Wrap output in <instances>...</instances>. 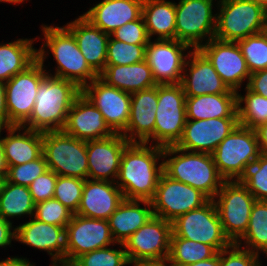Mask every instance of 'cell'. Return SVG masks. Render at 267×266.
Returning <instances> with one entry per match:
<instances>
[{"instance_id": "603a6c76", "label": "cell", "mask_w": 267, "mask_h": 266, "mask_svg": "<svg viewBox=\"0 0 267 266\" xmlns=\"http://www.w3.org/2000/svg\"><path fill=\"white\" fill-rule=\"evenodd\" d=\"M113 183V185H112ZM111 181H84L81 201L75 214L108 220L125 199L121 189Z\"/></svg>"}, {"instance_id": "52a82bcc", "label": "cell", "mask_w": 267, "mask_h": 266, "mask_svg": "<svg viewBox=\"0 0 267 266\" xmlns=\"http://www.w3.org/2000/svg\"><path fill=\"white\" fill-rule=\"evenodd\" d=\"M43 155L48 169L57 175L88 179L86 141L62 130L43 132Z\"/></svg>"}, {"instance_id": "681fc988", "label": "cell", "mask_w": 267, "mask_h": 266, "mask_svg": "<svg viewBox=\"0 0 267 266\" xmlns=\"http://www.w3.org/2000/svg\"><path fill=\"white\" fill-rule=\"evenodd\" d=\"M8 127L5 83L0 81V128Z\"/></svg>"}, {"instance_id": "484cf974", "label": "cell", "mask_w": 267, "mask_h": 266, "mask_svg": "<svg viewBox=\"0 0 267 266\" xmlns=\"http://www.w3.org/2000/svg\"><path fill=\"white\" fill-rule=\"evenodd\" d=\"M144 0H103L84 15L93 26L111 34L127 22L142 16Z\"/></svg>"}, {"instance_id": "f907efd6", "label": "cell", "mask_w": 267, "mask_h": 266, "mask_svg": "<svg viewBox=\"0 0 267 266\" xmlns=\"http://www.w3.org/2000/svg\"><path fill=\"white\" fill-rule=\"evenodd\" d=\"M255 131L258 137L260 153L267 155V122L259 125L255 128Z\"/></svg>"}, {"instance_id": "c3c4849f", "label": "cell", "mask_w": 267, "mask_h": 266, "mask_svg": "<svg viewBox=\"0 0 267 266\" xmlns=\"http://www.w3.org/2000/svg\"><path fill=\"white\" fill-rule=\"evenodd\" d=\"M12 230V222L5 220L0 216V247L11 244V240L15 239V228Z\"/></svg>"}, {"instance_id": "bcb514c9", "label": "cell", "mask_w": 267, "mask_h": 266, "mask_svg": "<svg viewBox=\"0 0 267 266\" xmlns=\"http://www.w3.org/2000/svg\"><path fill=\"white\" fill-rule=\"evenodd\" d=\"M56 181L57 174L48 169L28 186L35 204L54 197Z\"/></svg>"}, {"instance_id": "ffe728a7", "label": "cell", "mask_w": 267, "mask_h": 266, "mask_svg": "<svg viewBox=\"0 0 267 266\" xmlns=\"http://www.w3.org/2000/svg\"><path fill=\"white\" fill-rule=\"evenodd\" d=\"M129 143L121 133L100 140L86 141L88 178L115 182L122 153ZM109 176L114 179H108Z\"/></svg>"}, {"instance_id": "b9f144b4", "label": "cell", "mask_w": 267, "mask_h": 266, "mask_svg": "<svg viewBox=\"0 0 267 266\" xmlns=\"http://www.w3.org/2000/svg\"><path fill=\"white\" fill-rule=\"evenodd\" d=\"M84 181L76 177L57 175L53 198L61 202L75 214L81 201Z\"/></svg>"}, {"instance_id": "5bb4252c", "label": "cell", "mask_w": 267, "mask_h": 266, "mask_svg": "<svg viewBox=\"0 0 267 266\" xmlns=\"http://www.w3.org/2000/svg\"><path fill=\"white\" fill-rule=\"evenodd\" d=\"M212 1L180 0L178 5L175 4L176 40L199 49L204 37L210 35L208 41L214 38L217 14H212Z\"/></svg>"}, {"instance_id": "f1b7e54d", "label": "cell", "mask_w": 267, "mask_h": 266, "mask_svg": "<svg viewBox=\"0 0 267 266\" xmlns=\"http://www.w3.org/2000/svg\"><path fill=\"white\" fill-rule=\"evenodd\" d=\"M7 127L9 135L1 139L7 166H16L33 161L43 155V132L23 128ZM19 130V134H15Z\"/></svg>"}, {"instance_id": "db71d44e", "label": "cell", "mask_w": 267, "mask_h": 266, "mask_svg": "<svg viewBox=\"0 0 267 266\" xmlns=\"http://www.w3.org/2000/svg\"><path fill=\"white\" fill-rule=\"evenodd\" d=\"M2 129H4V128H0V133H1ZM7 170H8V166L6 164L4 149H3V145H2V142H1V138H0V175L3 178L6 177Z\"/></svg>"}, {"instance_id": "11a10c76", "label": "cell", "mask_w": 267, "mask_h": 266, "mask_svg": "<svg viewBox=\"0 0 267 266\" xmlns=\"http://www.w3.org/2000/svg\"><path fill=\"white\" fill-rule=\"evenodd\" d=\"M166 262L168 263V260H161V261H143L134 264V266H167ZM170 266H172L169 263Z\"/></svg>"}, {"instance_id": "9c48e42d", "label": "cell", "mask_w": 267, "mask_h": 266, "mask_svg": "<svg viewBox=\"0 0 267 266\" xmlns=\"http://www.w3.org/2000/svg\"><path fill=\"white\" fill-rule=\"evenodd\" d=\"M218 196L219 199L213 201L223 231L232 243H236L247 230L256 199L240 180H225L216 194Z\"/></svg>"}, {"instance_id": "8fae6325", "label": "cell", "mask_w": 267, "mask_h": 266, "mask_svg": "<svg viewBox=\"0 0 267 266\" xmlns=\"http://www.w3.org/2000/svg\"><path fill=\"white\" fill-rule=\"evenodd\" d=\"M38 59L5 82L8 127L22 126L31 116L38 87L48 74Z\"/></svg>"}, {"instance_id": "60d3db41", "label": "cell", "mask_w": 267, "mask_h": 266, "mask_svg": "<svg viewBox=\"0 0 267 266\" xmlns=\"http://www.w3.org/2000/svg\"><path fill=\"white\" fill-rule=\"evenodd\" d=\"M130 264L126 251L108 247L96 249L77 257L73 266H125Z\"/></svg>"}, {"instance_id": "4fadbf2b", "label": "cell", "mask_w": 267, "mask_h": 266, "mask_svg": "<svg viewBox=\"0 0 267 266\" xmlns=\"http://www.w3.org/2000/svg\"><path fill=\"white\" fill-rule=\"evenodd\" d=\"M209 198L199 189L161 174L153 198V215L173 222L180 215L203 206Z\"/></svg>"}, {"instance_id": "f5cc1de1", "label": "cell", "mask_w": 267, "mask_h": 266, "mask_svg": "<svg viewBox=\"0 0 267 266\" xmlns=\"http://www.w3.org/2000/svg\"><path fill=\"white\" fill-rule=\"evenodd\" d=\"M183 266H220V252H217L213 257L207 260Z\"/></svg>"}, {"instance_id": "e575fe53", "label": "cell", "mask_w": 267, "mask_h": 266, "mask_svg": "<svg viewBox=\"0 0 267 266\" xmlns=\"http://www.w3.org/2000/svg\"><path fill=\"white\" fill-rule=\"evenodd\" d=\"M217 251L210 245L180 237H171L168 262L183 266L213 257Z\"/></svg>"}, {"instance_id": "cb8c5ba5", "label": "cell", "mask_w": 267, "mask_h": 266, "mask_svg": "<svg viewBox=\"0 0 267 266\" xmlns=\"http://www.w3.org/2000/svg\"><path fill=\"white\" fill-rule=\"evenodd\" d=\"M188 55L190 58L192 57V60L190 59V61L185 62V67L188 65L190 67L189 74L183 73L180 83L186 97L205 94L238 93L227 87L211 62L199 49H194Z\"/></svg>"}, {"instance_id": "f35d334b", "label": "cell", "mask_w": 267, "mask_h": 266, "mask_svg": "<svg viewBox=\"0 0 267 266\" xmlns=\"http://www.w3.org/2000/svg\"><path fill=\"white\" fill-rule=\"evenodd\" d=\"M111 37L107 44L106 65H130L145 60L147 45L128 44Z\"/></svg>"}, {"instance_id": "2e32d148", "label": "cell", "mask_w": 267, "mask_h": 266, "mask_svg": "<svg viewBox=\"0 0 267 266\" xmlns=\"http://www.w3.org/2000/svg\"><path fill=\"white\" fill-rule=\"evenodd\" d=\"M189 45L176 39H157L146 46L145 60L149 64L157 85L179 84L188 55L182 53ZM185 57V58H184ZM184 69V71H183Z\"/></svg>"}, {"instance_id": "ba28073f", "label": "cell", "mask_w": 267, "mask_h": 266, "mask_svg": "<svg viewBox=\"0 0 267 266\" xmlns=\"http://www.w3.org/2000/svg\"><path fill=\"white\" fill-rule=\"evenodd\" d=\"M171 237H180L212 246L217 252L230 247L216 205L209 199L203 206L180 215L172 222Z\"/></svg>"}, {"instance_id": "277c9868", "label": "cell", "mask_w": 267, "mask_h": 266, "mask_svg": "<svg viewBox=\"0 0 267 266\" xmlns=\"http://www.w3.org/2000/svg\"><path fill=\"white\" fill-rule=\"evenodd\" d=\"M43 33L46 43L40 50H37V59L44 63L45 49L49 47L58 67L55 77L74 82L80 89H83L90 80V83L99 75L89 66L84 55L81 53L73 34L64 27L43 26Z\"/></svg>"}, {"instance_id": "6f0895ef", "label": "cell", "mask_w": 267, "mask_h": 266, "mask_svg": "<svg viewBox=\"0 0 267 266\" xmlns=\"http://www.w3.org/2000/svg\"><path fill=\"white\" fill-rule=\"evenodd\" d=\"M59 264H62L60 266H73L72 263H65V262H62V263H59ZM55 266H59L57 265V263H55Z\"/></svg>"}, {"instance_id": "e0dca14e", "label": "cell", "mask_w": 267, "mask_h": 266, "mask_svg": "<svg viewBox=\"0 0 267 266\" xmlns=\"http://www.w3.org/2000/svg\"><path fill=\"white\" fill-rule=\"evenodd\" d=\"M82 93L98 108L105 123L114 133H122L127 128L131 106L130 93L107 85L99 77L88 83Z\"/></svg>"}, {"instance_id": "4dcf8cb0", "label": "cell", "mask_w": 267, "mask_h": 266, "mask_svg": "<svg viewBox=\"0 0 267 266\" xmlns=\"http://www.w3.org/2000/svg\"><path fill=\"white\" fill-rule=\"evenodd\" d=\"M238 118L237 93L186 97V119Z\"/></svg>"}, {"instance_id": "74e56055", "label": "cell", "mask_w": 267, "mask_h": 266, "mask_svg": "<svg viewBox=\"0 0 267 266\" xmlns=\"http://www.w3.org/2000/svg\"><path fill=\"white\" fill-rule=\"evenodd\" d=\"M250 73L267 69V30L238 40Z\"/></svg>"}, {"instance_id": "9f6ffc18", "label": "cell", "mask_w": 267, "mask_h": 266, "mask_svg": "<svg viewBox=\"0 0 267 266\" xmlns=\"http://www.w3.org/2000/svg\"><path fill=\"white\" fill-rule=\"evenodd\" d=\"M24 0H0V2H9V3H21Z\"/></svg>"}, {"instance_id": "1f68e13d", "label": "cell", "mask_w": 267, "mask_h": 266, "mask_svg": "<svg viewBox=\"0 0 267 266\" xmlns=\"http://www.w3.org/2000/svg\"><path fill=\"white\" fill-rule=\"evenodd\" d=\"M32 43L30 39H18L0 44V81H9L37 60V49L33 48Z\"/></svg>"}, {"instance_id": "d6a6232c", "label": "cell", "mask_w": 267, "mask_h": 266, "mask_svg": "<svg viewBox=\"0 0 267 266\" xmlns=\"http://www.w3.org/2000/svg\"><path fill=\"white\" fill-rule=\"evenodd\" d=\"M142 16L150 39L154 34L159 35L157 39H175V3L165 0H144Z\"/></svg>"}, {"instance_id": "9a60e30c", "label": "cell", "mask_w": 267, "mask_h": 266, "mask_svg": "<svg viewBox=\"0 0 267 266\" xmlns=\"http://www.w3.org/2000/svg\"><path fill=\"white\" fill-rule=\"evenodd\" d=\"M65 263L96 249L116 243L112 237L108 220L94 219L74 214L65 228Z\"/></svg>"}, {"instance_id": "f6af8a7d", "label": "cell", "mask_w": 267, "mask_h": 266, "mask_svg": "<svg viewBox=\"0 0 267 266\" xmlns=\"http://www.w3.org/2000/svg\"><path fill=\"white\" fill-rule=\"evenodd\" d=\"M110 35L114 39L128 44L147 45L150 41L143 16L137 20L127 22Z\"/></svg>"}, {"instance_id": "8d00e7d4", "label": "cell", "mask_w": 267, "mask_h": 266, "mask_svg": "<svg viewBox=\"0 0 267 266\" xmlns=\"http://www.w3.org/2000/svg\"><path fill=\"white\" fill-rule=\"evenodd\" d=\"M245 97L237 93V114L239 124L251 129L267 122V98L250 91L247 87ZM245 106L242 107L241 103Z\"/></svg>"}, {"instance_id": "8992f818", "label": "cell", "mask_w": 267, "mask_h": 266, "mask_svg": "<svg viewBox=\"0 0 267 266\" xmlns=\"http://www.w3.org/2000/svg\"><path fill=\"white\" fill-rule=\"evenodd\" d=\"M260 154L255 129L238 124L216 147L212 156L219 174L225 180H240Z\"/></svg>"}, {"instance_id": "f546056e", "label": "cell", "mask_w": 267, "mask_h": 266, "mask_svg": "<svg viewBox=\"0 0 267 266\" xmlns=\"http://www.w3.org/2000/svg\"><path fill=\"white\" fill-rule=\"evenodd\" d=\"M99 78L130 94L157 85L146 60L130 65H106Z\"/></svg>"}, {"instance_id": "3957f363", "label": "cell", "mask_w": 267, "mask_h": 266, "mask_svg": "<svg viewBox=\"0 0 267 266\" xmlns=\"http://www.w3.org/2000/svg\"><path fill=\"white\" fill-rule=\"evenodd\" d=\"M163 161V172L170 178L199 189L209 199H215L225 179L219 174L212 154L188 152L175 145L164 147L163 158L179 154Z\"/></svg>"}, {"instance_id": "83f0119b", "label": "cell", "mask_w": 267, "mask_h": 266, "mask_svg": "<svg viewBox=\"0 0 267 266\" xmlns=\"http://www.w3.org/2000/svg\"><path fill=\"white\" fill-rule=\"evenodd\" d=\"M140 202L149 207H140ZM151 207L149 200L124 199L108 219L114 241L122 246L153 216Z\"/></svg>"}, {"instance_id": "91938a15", "label": "cell", "mask_w": 267, "mask_h": 266, "mask_svg": "<svg viewBox=\"0 0 267 266\" xmlns=\"http://www.w3.org/2000/svg\"><path fill=\"white\" fill-rule=\"evenodd\" d=\"M256 1H260V2L264 3L265 5L267 4V0H256Z\"/></svg>"}, {"instance_id": "680465c9", "label": "cell", "mask_w": 267, "mask_h": 266, "mask_svg": "<svg viewBox=\"0 0 267 266\" xmlns=\"http://www.w3.org/2000/svg\"><path fill=\"white\" fill-rule=\"evenodd\" d=\"M3 180H4V178L0 175V187L2 185Z\"/></svg>"}, {"instance_id": "7bdbcfd3", "label": "cell", "mask_w": 267, "mask_h": 266, "mask_svg": "<svg viewBox=\"0 0 267 266\" xmlns=\"http://www.w3.org/2000/svg\"><path fill=\"white\" fill-rule=\"evenodd\" d=\"M73 215L71 210L52 198L36 203L33 217L41 222L66 228Z\"/></svg>"}, {"instance_id": "4316f807", "label": "cell", "mask_w": 267, "mask_h": 266, "mask_svg": "<svg viewBox=\"0 0 267 266\" xmlns=\"http://www.w3.org/2000/svg\"><path fill=\"white\" fill-rule=\"evenodd\" d=\"M65 27L73 34L89 66L99 75L106 66L107 44L110 34L93 26L82 15Z\"/></svg>"}, {"instance_id": "ee69618b", "label": "cell", "mask_w": 267, "mask_h": 266, "mask_svg": "<svg viewBox=\"0 0 267 266\" xmlns=\"http://www.w3.org/2000/svg\"><path fill=\"white\" fill-rule=\"evenodd\" d=\"M48 170L45 156L16 166H8L5 179L13 184L29 186L38 176Z\"/></svg>"}, {"instance_id": "5b68a950", "label": "cell", "mask_w": 267, "mask_h": 266, "mask_svg": "<svg viewBox=\"0 0 267 266\" xmlns=\"http://www.w3.org/2000/svg\"><path fill=\"white\" fill-rule=\"evenodd\" d=\"M214 38L237 42L267 30L266 5L256 0H220Z\"/></svg>"}, {"instance_id": "d4e9b609", "label": "cell", "mask_w": 267, "mask_h": 266, "mask_svg": "<svg viewBox=\"0 0 267 266\" xmlns=\"http://www.w3.org/2000/svg\"><path fill=\"white\" fill-rule=\"evenodd\" d=\"M15 232V240L47 251L54 263L65 262V227L44 223L34 218L16 227Z\"/></svg>"}, {"instance_id": "30bf717a", "label": "cell", "mask_w": 267, "mask_h": 266, "mask_svg": "<svg viewBox=\"0 0 267 266\" xmlns=\"http://www.w3.org/2000/svg\"><path fill=\"white\" fill-rule=\"evenodd\" d=\"M186 122V95L182 85H158V104L154 140L161 147L173 146L181 139Z\"/></svg>"}, {"instance_id": "7c38bea8", "label": "cell", "mask_w": 267, "mask_h": 266, "mask_svg": "<svg viewBox=\"0 0 267 266\" xmlns=\"http://www.w3.org/2000/svg\"><path fill=\"white\" fill-rule=\"evenodd\" d=\"M172 235V222L152 216L122 245L130 264L167 260Z\"/></svg>"}, {"instance_id": "7a4b0ae2", "label": "cell", "mask_w": 267, "mask_h": 266, "mask_svg": "<svg viewBox=\"0 0 267 266\" xmlns=\"http://www.w3.org/2000/svg\"><path fill=\"white\" fill-rule=\"evenodd\" d=\"M81 93L82 89L74 82L47 74L38 87L32 114L22 128L61 131L70 108Z\"/></svg>"}, {"instance_id": "7402d4cb", "label": "cell", "mask_w": 267, "mask_h": 266, "mask_svg": "<svg viewBox=\"0 0 267 266\" xmlns=\"http://www.w3.org/2000/svg\"><path fill=\"white\" fill-rule=\"evenodd\" d=\"M157 104L158 85L131 94L128 125L121 133L129 142L148 144L151 137L154 140ZM128 132H130L129 136ZM136 137L139 138V141L136 140Z\"/></svg>"}, {"instance_id": "ac0fdd59", "label": "cell", "mask_w": 267, "mask_h": 266, "mask_svg": "<svg viewBox=\"0 0 267 266\" xmlns=\"http://www.w3.org/2000/svg\"><path fill=\"white\" fill-rule=\"evenodd\" d=\"M239 124L238 118L186 119L181 139L175 145L186 152L212 154Z\"/></svg>"}, {"instance_id": "d590c367", "label": "cell", "mask_w": 267, "mask_h": 266, "mask_svg": "<svg viewBox=\"0 0 267 266\" xmlns=\"http://www.w3.org/2000/svg\"><path fill=\"white\" fill-rule=\"evenodd\" d=\"M241 239L246 241L249 247L246 246L247 250L258 255L259 250L267 254V201L256 200L254 202L247 230Z\"/></svg>"}, {"instance_id": "d6986e66", "label": "cell", "mask_w": 267, "mask_h": 266, "mask_svg": "<svg viewBox=\"0 0 267 266\" xmlns=\"http://www.w3.org/2000/svg\"><path fill=\"white\" fill-rule=\"evenodd\" d=\"M199 50L211 62L229 89L237 92L243 79L249 80L251 73L237 42L212 38L205 45L202 44Z\"/></svg>"}, {"instance_id": "ab89813d", "label": "cell", "mask_w": 267, "mask_h": 266, "mask_svg": "<svg viewBox=\"0 0 267 266\" xmlns=\"http://www.w3.org/2000/svg\"><path fill=\"white\" fill-rule=\"evenodd\" d=\"M256 200L267 201V155L260 154L240 179Z\"/></svg>"}, {"instance_id": "44dd1931", "label": "cell", "mask_w": 267, "mask_h": 266, "mask_svg": "<svg viewBox=\"0 0 267 266\" xmlns=\"http://www.w3.org/2000/svg\"><path fill=\"white\" fill-rule=\"evenodd\" d=\"M62 131L84 141L100 140L115 134L105 123L102 113L83 93L70 108Z\"/></svg>"}, {"instance_id": "7dc6e473", "label": "cell", "mask_w": 267, "mask_h": 266, "mask_svg": "<svg viewBox=\"0 0 267 266\" xmlns=\"http://www.w3.org/2000/svg\"><path fill=\"white\" fill-rule=\"evenodd\" d=\"M246 87L250 91L267 98V69L251 73Z\"/></svg>"}, {"instance_id": "6da1fadb", "label": "cell", "mask_w": 267, "mask_h": 266, "mask_svg": "<svg viewBox=\"0 0 267 266\" xmlns=\"http://www.w3.org/2000/svg\"><path fill=\"white\" fill-rule=\"evenodd\" d=\"M164 147L147 143L130 142L124 149L118 173L117 186L125 199L151 200L163 173V161L157 166V159L163 157Z\"/></svg>"}, {"instance_id": "816d5d0a", "label": "cell", "mask_w": 267, "mask_h": 266, "mask_svg": "<svg viewBox=\"0 0 267 266\" xmlns=\"http://www.w3.org/2000/svg\"><path fill=\"white\" fill-rule=\"evenodd\" d=\"M0 266H33L27 259H22L18 257L7 258L1 261Z\"/></svg>"}, {"instance_id": "836d02e7", "label": "cell", "mask_w": 267, "mask_h": 266, "mask_svg": "<svg viewBox=\"0 0 267 266\" xmlns=\"http://www.w3.org/2000/svg\"><path fill=\"white\" fill-rule=\"evenodd\" d=\"M35 203L27 186L16 185L5 178L0 187V216L5 220L8 217L33 215Z\"/></svg>"}]
</instances>
